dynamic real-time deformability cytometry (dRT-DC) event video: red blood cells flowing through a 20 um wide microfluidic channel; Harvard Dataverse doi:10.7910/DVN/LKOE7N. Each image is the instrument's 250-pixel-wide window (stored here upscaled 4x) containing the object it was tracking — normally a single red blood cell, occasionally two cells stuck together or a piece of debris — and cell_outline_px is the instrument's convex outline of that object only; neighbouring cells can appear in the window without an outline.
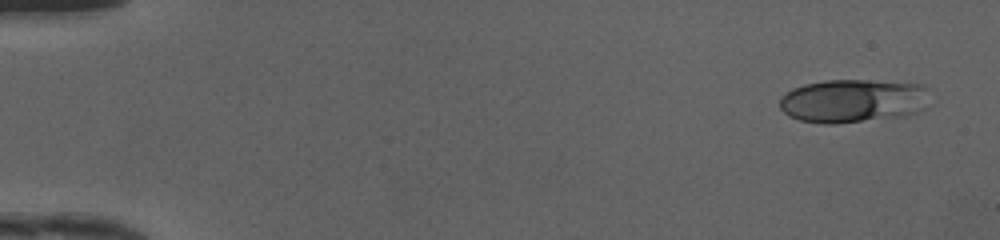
{"species": "human", "species_latin": "Homo sapiens", "temperature_condition": "cold", "stored_images_in_passage": 47, "camera_frame_rate_fps": 3000, "um_per_image_px": 0.085, "donor": {"sex": "female"}, "frame": {"image": 1, "passage_image": 1, "time_ms": 0.0, "image_size_px": [1000, 240], "cell_outline_px": [[928, 88], [924, 108], [916, 112], [904, 116], [832, 124], [824, 124], [800, 120], [788, 116], [780, 108], [780, 96], [792, 88], [804, 84], [824, 80], [868, 80], [924, 84]], "centroid_in_image_um": [72.47, 8.56], "position_along_channel_um": 12.5, "area_um2": 38.15}}
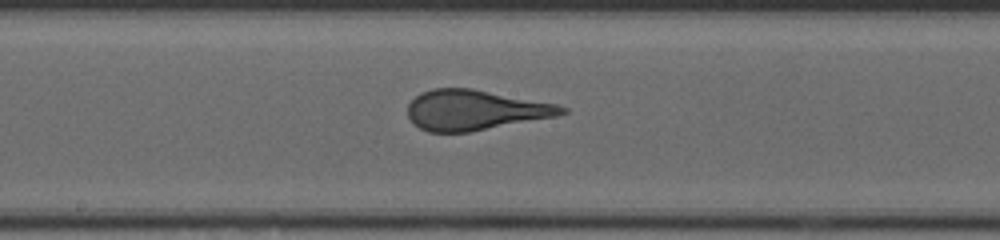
{"frame": {"image": 2, "passage_image": 25, "time_ms": 8.0, "image_size_px": [1000, 240], "cell_outline_px": [[568, 112], [556, 116], [468, 132], [428, 132], [420, 128], [408, 116], [408, 104], [420, 92], [432, 88], [472, 88], [556, 104], [568, 108]], "centroid_in_image_um": [40.36, 9.34], "position_along_channel_um": 207.8, "area_um2": 35.78}}
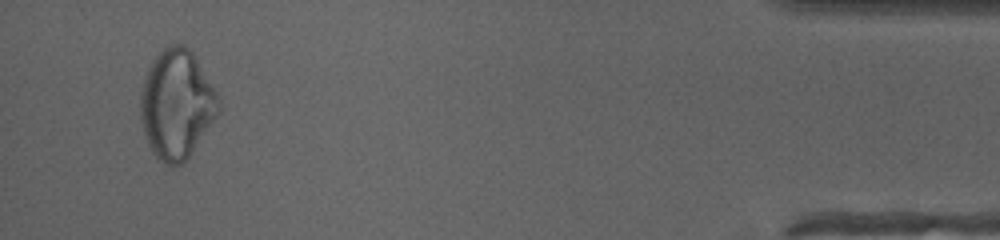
{"frame": {"image": 3, "passage_image": 45, "time_ms": 14.667, "image_size_px": [1000, 240], "cell_outline_px": [[220, 112], [184, 164], [168, 164], [160, 160], [152, 152], [148, 144], [140, 120], [140, 96], [144, 76], [152, 60], [164, 48], [172, 44], [184, 44], [196, 56], [216, 92], [220, 100]], "centroid_in_image_um": [15.02, 8.86], "position_along_channel_um": 420.2, "area_um2": 49.77}, "authors_computed_cell_mechanics": {"area_um2": 36.8186, "velocity_mm_per_s": 4.2107, "shape_relaxation_time_tau1_ms": 7.3481, "shape_relaxation_time_tau2_ms": null, "deformation_change_tau1": 0.2074, "deformation_change_tau2": null}}